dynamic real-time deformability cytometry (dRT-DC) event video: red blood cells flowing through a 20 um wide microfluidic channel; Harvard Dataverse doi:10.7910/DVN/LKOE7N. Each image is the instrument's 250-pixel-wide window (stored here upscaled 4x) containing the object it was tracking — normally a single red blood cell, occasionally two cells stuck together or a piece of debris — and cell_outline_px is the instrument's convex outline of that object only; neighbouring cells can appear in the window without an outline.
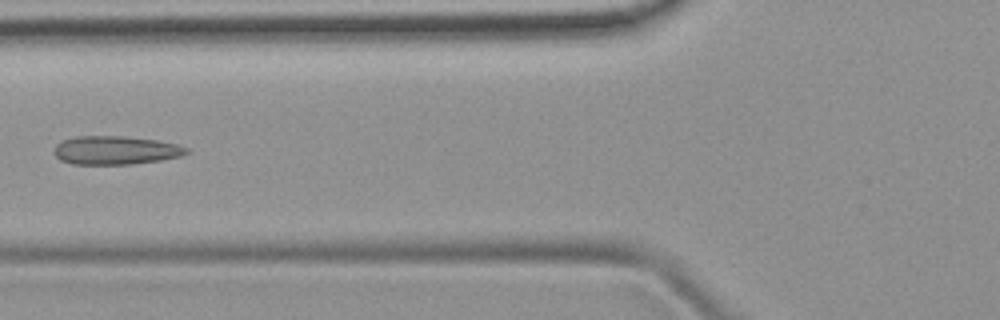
{"species": "common noctule bat (a hibernating species)", "species_latin": "Nyctalus noctula", "temperature_condition": "room temperature", "stored_images_in_passage": 7, "camera_frame_rate_fps": 3000, "um_per_image_px": 0.085, "animal": {"sex": "female", "body_mass_g": 19.9}, "frame": {"image": 1, "passage_image": 6, "time_ms": 6.0, "image_size_px": [1000, 320], "cell_outline_px": [[192, 152], [180, 156], [160, 160], [132, 164], [72, 164], [60, 160], [56, 156], [56, 144], [64, 140], [76, 136], [124, 136], [156, 140], [176, 144], [188, 148]], "centroid_in_image_um": [9.86, 12.77], "position_along_channel_um": 115.9, "area_um2": 21.91}}
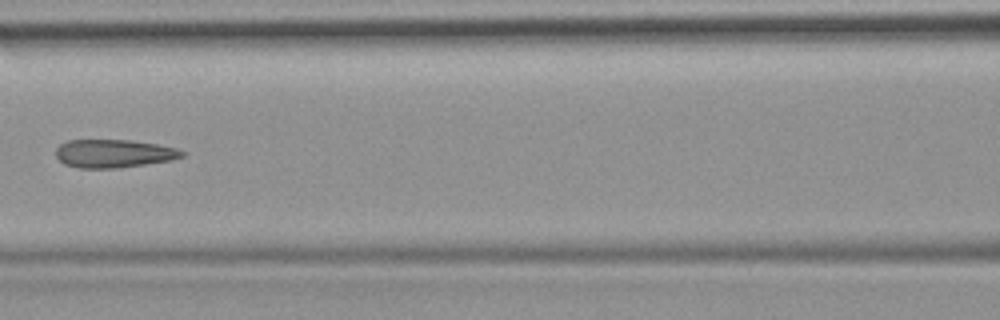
{"frame": {"image": 2, "passage_image": 7, "time_ms": 7.0, "image_size_px": [1000, 320], "cell_outline_px": [[188, 152], [184, 156], [172, 160], [120, 168], [80, 168], [64, 164], [56, 156], [56, 148], [60, 144], [68, 140], [132, 140], [156, 144], [176, 148]], "centroid_in_image_um": [9.7, 13.05], "position_along_channel_um": 156.9, "area_um2": 20.87}}